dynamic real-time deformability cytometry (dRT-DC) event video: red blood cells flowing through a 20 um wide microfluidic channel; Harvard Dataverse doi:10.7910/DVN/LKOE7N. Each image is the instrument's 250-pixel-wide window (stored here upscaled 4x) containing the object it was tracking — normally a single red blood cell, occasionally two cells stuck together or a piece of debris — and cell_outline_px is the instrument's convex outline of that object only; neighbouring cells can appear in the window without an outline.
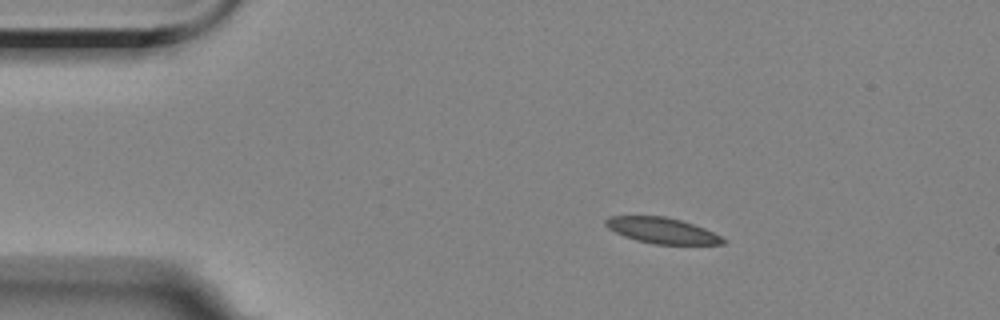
{"species": "Egyptian fruit bat (a non-hibernating species)", "species_latin": "Rousettus aegyptiacus", "temperature_condition": "room temperature", "stored_images_in_passage": 4, "camera_frame_rate_fps": 3000, "um_per_image_px": 0.085, "animal": {"sex": "female"}, "frame": {"image": 1, "passage_image": 1, "time_ms": 0.0, "image_size_px": [1000, 320], "cell_outline_px": [[728, 240], [724, 244], [652, 244], [636, 240], [624, 236], [608, 228], [604, 224], [604, 220], [608, 216], [664, 216], [680, 220], [704, 228]], "centroid_in_image_um": [56.25, 19.59], "position_along_channel_um": 28.8, "area_um2": 17.57}}
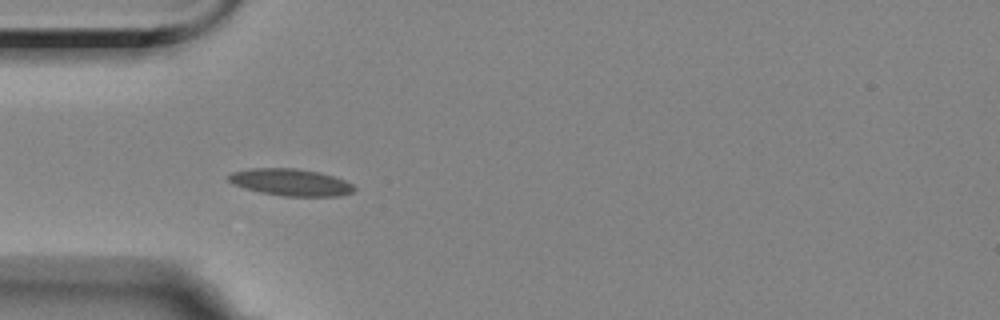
{"frame": {"image": 2, "passage_image": 3, "time_ms": 2.333, "image_size_px": [1000, 320], "cell_outline_px": [[356, 188], [352, 192], [340, 196], [284, 196], [260, 192], [244, 188], [232, 184], [228, 180], [228, 176], [232, 172], [248, 168], [296, 168], [320, 172], [344, 180], [352, 184]], "centroid_in_image_um": [24.69, 15.49], "position_along_channel_um": 60.3, "area_um2": 19.77}}
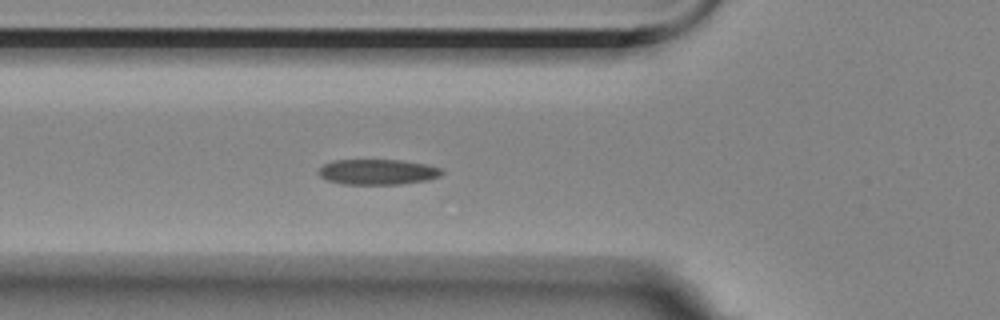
{"frame": {"image": 3, "passage_image": 4, "time_ms": 3.333, "image_size_px": [1000, 320], "cell_outline_px": [[444, 172], [440, 176], [428, 180], [400, 184], [344, 184], [328, 180], [320, 176], [316, 172], [324, 164], [332, 160], [400, 160], [428, 164], [440, 168]], "centroid_in_image_um": [32.11, 14.61], "position_along_channel_um": 93.7, "area_um2": 18.32}}